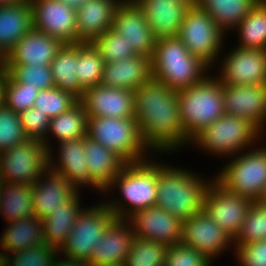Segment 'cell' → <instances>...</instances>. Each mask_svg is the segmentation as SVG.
I'll list each match as a JSON object with an SVG mask.
<instances>
[{
	"label": "cell",
	"instance_id": "18",
	"mask_svg": "<svg viewBox=\"0 0 266 266\" xmlns=\"http://www.w3.org/2000/svg\"><path fill=\"white\" fill-rule=\"evenodd\" d=\"M112 28L125 38L137 55L152 57L157 38L142 10L133 0H122L118 5Z\"/></svg>",
	"mask_w": 266,
	"mask_h": 266
},
{
	"label": "cell",
	"instance_id": "41",
	"mask_svg": "<svg viewBox=\"0 0 266 266\" xmlns=\"http://www.w3.org/2000/svg\"><path fill=\"white\" fill-rule=\"evenodd\" d=\"M78 102L79 99L73 94L54 87L39 91L33 107L53 118L68 111Z\"/></svg>",
	"mask_w": 266,
	"mask_h": 266
},
{
	"label": "cell",
	"instance_id": "54",
	"mask_svg": "<svg viewBox=\"0 0 266 266\" xmlns=\"http://www.w3.org/2000/svg\"><path fill=\"white\" fill-rule=\"evenodd\" d=\"M3 64V59L0 57V65Z\"/></svg>",
	"mask_w": 266,
	"mask_h": 266
},
{
	"label": "cell",
	"instance_id": "32",
	"mask_svg": "<svg viewBox=\"0 0 266 266\" xmlns=\"http://www.w3.org/2000/svg\"><path fill=\"white\" fill-rule=\"evenodd\" d=\"M32 184L0 181V217L14 222L33 216Z\"/></svg>",
	"mask_w": 266,
	"mask_h": 266
},
{
	"label": "cell",
	"instance_id": "11",
	"mask_svg": "<svg viewBox=\"0 0 266 266\" xmlns=\"http://www.w3.org/2000/svg\"><path fill=\"white\" fill-rule=\"evenodd\" d=\"M48 149L38 140H27L0 152V181L34 184L48 169Z\"/></svg>",
	"mask_w": 266,
	"mask_h": 266
},
{
	"label": "cell",
	"instance_id": "31",
	"mask_svg": "<svg viewBox=\"0 0 266 266\" xmlns=\"http://www.w3.org/2000/svg\"><path fill=\"white\" fill-rule=\"evenodd\" d=\"M87 135V113L79 101L75 106L60 115L50 118L47 137L43 141L48 151L55 143L76 140ZM51 139H55L54 142ZM53 144V146H52Z\"/></svg>",
	"mask_w": 266,
	"mask_h": 266
},
{
	"label": "cell",
	"instance_id": "3",
	"mask_svg": "<svg viewBox=\"0 0 266 266\" xmlns=\"http://www.w3.org/2000/svg\"><path fill=\"white\" fill-rule=\"evenodd\" d=\"M157 158L158 156L152 155L147 160L139 163H127L104 189L102 196L105 197L106 201L102 197L101 199L113 212L116 219L127 220L135 212L155 206L157 198ZM117 191L119 196L116 194L115 197L114 193Z\"/></svg>",
	"mask_w": 266,
	"mask_h": 266
},
{
	"label": "cell",
	"instance_id": "2",
	"mask_svg": "<svg viewBox=\"0 0 266 266\" xmlns=\"http://www.w3.org/2000/svg\"><path fill=\"white\" fill-rule=\"evenodd\" d=\"M162 156L157 159L155 205L183 222L203 211L204 196L214 177L162 162Z\"/></svg>",
	"mask_w": 266,
	"mask_h": 266
},
{
	"label": "cell",
	"instance_id": "10",
	"mask_svg": "<svg viewBox=\"0 0 266 266\" xmlns=\"http://www.w3.org/2000/svg\"><path fill=\"white\" fill-rule=\"evenodd\" d=\"M177 37L188 51L211 69L217 68L219 56L227 39L213 18L198 5L191 6L184 17Z\"/></svg>",
	"mask_w": 266,
	"mask_h": 266
},
{
	"label": "cell",
	"instance_id": "50",
	"mask_svg": "<svg viewBox=\"0 0 266 266\" xmlns=\"http://www.w3.org/2000/svg\"><path fill=\"white\" fill-rule=\"evenodd\" d=\"M59 1L77 11L82 5H85L89 0H59Z\"/></svg>",
	"mask_w": 266,
	"mask_h": 266
},
{
	"label": "cell",
	"instance_id": "12",
	"mask_svg": "<svg viewBox=\"0 0 266 266\" xmlns=\"http://www.w3.org/2000/svg\"><path fill=\"white\" fill-rule=\"evenodd\" d=\"M224 51L216 64L219 68L214 69H219L214 76L223 85L266 84V50L231 46Z\"/></svg>",
	"mask_w": 266,
	"mask_h": 266
},
{
	"label": "cell",
	"instance_id": "8",
	"mask_svg": "<svg viewBox=\"0 0 266 266\" xmlns=\"http://www.w3.org/2000/svg\"><path fill=\"white\" fill-rule=\"evenodd\" d=\"M87 136L116 152L127 163L145 161L152 154L141 139L134 117H89Z\"/></svg>",
	"mask_w": 266,
	"mask_h": 266
},
{
	"label": "cell",
	"instance_id": "24",
	"mask_svg": "<svg viewBox=\"0 0 266 266\" xmlns=\"http://www.w3.org/2000/svg\"><path fill=\"white\" fill-rule=\"evenodd\" d=\"M142 10L153 35L177 37L187 10L191 7L186 2L176 0H133Z\"/></svg>",
	"mask_w": 266,
	"mask_h": 266
},
{
	"label": "cell",
	"instance_id": "48",
	"mask_svg": "<svg viewBox=\"0 0 266 266\" xmlns=\"http://www.w3.org/2000/svg\"><path fill=\"white\" fill-rule=\"evenodd\" d=\"M7 71L4 64L0 65V107L4 105V87Z\"/></svg>",
	"mask_w": 266,
	"mask_h": 266
},
{
	"label": "cell",
	"instance_id": "52",
	"mask_svg": "<svg viewBox=\"0 0 266 266\" xmlns=\"http://www.w3.org/2000/svg\"><path fill=\"white\" fill-rule=\"evenodd\" d=\"M176 1L186 2L190 6L197 5V3H198V0H176Z\"/></svg>",
	"mask_w": 266,
	"mask_h": 266
},
{
	"label": "cell",
	"instance_id": "6",
	"mask_svg": "<svg viewBox=\"0 0 266 266\" xmlns=\"http://www.w3.org/2000/svg\"><path fill=\"white\" fill-rule=\"evenodd\" d=\"M265 136L244 118L224 114L211 125L199 132L190 147L213 157H233L250 147H254Z\"/></svg>",
	"mask_w": 266,
	"mask_h": 266
},
{
	"label": "cell",
	"instance_id": "35",
	"mask_svg": "<svg viewBox=\"0 0 266 266\" xmlns=\"http://www.w3.org/2000/svg\"><path fill=\"white\" fill-rule=\"evenodd\" d=\"M235 34L238 39L234 46L266 50V3L263 0L242 19L234 29Z\"/></svg>",
	"mask_w": 266,
	"mask_h": 266
},
{
	"label": "cell",
	"instance_id": "36",
	"mask_svg": "<svg viewBox=\"0 0 266 266\" xmlns=\"http://www.w3.org/2000/svg\"><path fill=\"white\" fill-rule=\"evenodd\" d=\"M100 52L90 42L77 43V80L85 90L101 84L104 68Z\"/></svg>",
	"mask_w": 266,
	"mask_h": 266
},
{
	"label": "cell",
	"instance_id": "44",
	"mask_svg": "<svg viewBox=\"0 0 266 266\" xmlns=\"http://www.w3.org/2000/svg\"><path fill=\"white\" fill-rule=\"evenodd\" d=\"M38 92L37 88L16 82L7 73L4 87V105L19 114L34 105Z\"/></svg>",
	"mask_w": 266,
	"mask_h": 266
},
{
	"label": "cell",
	"instance_id": "29",
	"mask_svg": "<svg viewBox=\"0 0 266 266\" xmlns=\"http://www.w3.org/2000/svg\"><path fill=\"white\" fill-rule=\"evenodd\" d=\"M6 224L0 236V259L45 244L42 219L35 215Z\"/></svg>",
	"mask_w": 266,
	"mask_h": 266
},
{
	"label": "cell",
	"instance_id": "4",
	"mask_svg": "<svg viewBox=\"0 0 266 266\" xmlns=\"http://www.w3.org/2000/svg\"><path fill=\"white\" fill-rule=\"evenodd\" d=\"M150 64L152 77L176 91L200 83L211 71L214 73L178 37L158 38Z\"/></svg>",
	"mask_w": 266,
	"mask_h": 266
},
{
	"label": "cell",
	"instance_id": "33",
	"mask_svg": "<svg viewBox=\"0 0 266 266\" xmlns=\"http://www.w3.org/2000/svg\"><path fill=\"white\" fill-rule=\"evenodd\" d=\"M259 0H198L197 5L206 11L226 34L232 32L250 13Z\"/></svg>",
	"mask_w": 266,
	"mask_h": 266
},
{
	"label": "cell",
	"instance_id": "51",
	"mask_svg": "<svg viewBox=\"0 0 266 266\" xmlns=\"http://www.w3.org/2000/svg\"><path fill=\"white\" fill-rule=\"evenodd\" d=\"M27 1L29 0H0V6L20 4Z\"/></svg>",
	"mask_w": 266,
	"mask_h": 266
},
{
	"label": "cell",
	"instance_id": "27",
	"mask_svg": "<svg viewBox=\"0 0 266 266\" xmlns=\"http://www.w3.org/2000/svg\"><path fill=\"white\" fill-rule=\"evenodd\" d=\"M84 152L89 178L102 191L127 164L116 152L107 149L87 135L84 137Z\"/></svg>",
	"mask_w": 266,
	"mask_h": 266
},
{
	"label": "cell",
	"instance_id": "28",
	"mask_svg": "<svg viewBox=\"0 0 266 266\" xmlns=\"http://www.w3.org/2000/svg\"><path fill=\"white\" fill-rule=\"evenodd\" d=\"M32 28L30 1L0 6V57L4 59Z\"/></svg>",
	"mask_w": 266,
	"mask_h": 266
},
{
	"label": "cell",
	"instance_id": "23",
	"mask_svg": "<svg viewBox=\"0 0 266 266\" xmlns=\"http://www.w3.org/2000/svg\"><path fill=\"white\" fill-rule=\"evenodd\" d=\"M63 42L32 28L3 59L4 65H50Z\"/></svg>",
	"mask_w": 266,
	"mask_h": 266
},
{
	"label": "cell",
	"instance_id": "42",
	"mask_svg": "<svg viewBox=\"0 0 266 266\" xmlns=\"http://www.w3.org/2000/svg\"><path fill=\"white\" fill-rule=\"evenodd\" d=\"M58 256V250L44 244L3 256L0 266H52Z\"/></svg>",
	"mask_w": 266,
	"mask_h": 266
},
{
	"label": "cell",
	"instance_id": "46",
	"mask_svg": "<svg viewBox=\"0 0 266 266\" xmlns=\"http://www.w3.org/2000/svg\"><path fill=\"white\" fill-rule=\"evenodd\" d=\"M19 116L28 139L41 142L46 139L50 122L48 115L32 106L26 111L20 112Z\"/></svg>",
	"mask_w": 266,
	"mask_h": 266
},
{
	"label": "cell",
	"instance_id": "22",
	"mask_svg": "<svg viewBox=\"0 0 266 266\" xmlns=\"http://www.w3.org/2000/svg\"><path fill=\"white\" fill-rule=\"evenodd\" d=\"M80 191L62 176L49 169L32 184L33 212L44 219L64 208Z\"/></svg>",
	"mask_w": 266,
	"mask_h": 266
},
{
	"label": "cell",
	"instance_id": "45",
	"mask_svg": "<svg viewBox=\"0 0 266 266\" xmlns=\"http://www.w3.org/2000/svg\"><path fill=\"white\" fill-rule=\"evenodd\" d=\"M213 262L195 248L178 242L170 245L165 256V266H212Z\"/></svg>",
	"mask_w": 266,
	"mask_h": 266
},
{
	"label": "cell",
	"instance_id": "39",
	"mask_svg": "<svg viewBox=\"0 0 266 266\" xmlns=\"http://www.w3.org/2000/svg\"><path fill=\"white\" fill-rule=\"evenodd\" d=\"M7 73L18 83L39 91L55 87L50 65H5Z\"/></svg>",
	"mask_w": 266,
	"mask_h": 266
},
{
	"label": "cell",
	"instance_id": "43",
	"mask_svg": "<svg viewBox=\"0 0 266 266\" xmlns=\"http://www.w3.org/2000/svg\"><path fill=\"white\" fill-rule=\"evenodd\" d=\"M29 140L18 113L5 105L0 107V152Z\"/></svg>",
	"mask_w": 266,
	"mask_h": 266
},
{
	"label": "cell",
	"instance_id": "1",
	"mask_svg": "<svg viewBox=\"0 0 266 266\" xmlns=\"http://www.w3.org/2000/svg\"><path fill=\"white\" fill-rule=\"evenodd\" d=\"M134 102L141 139L152 155L182 152L185 130L177 91L151 77L134 91Z\"/></svg>",
	"mask_w": 266,
	"mask_h": 266
},
{
	"label": "cell",
	"instance_id": "47",
	"mask_svg": "<svg viewBox=\"0 0 266 266\" xmlns=\"http://www.w3.org/2000/svg\"><path fill=\"white\" fill-rule=\"evenodd\" d=\"M234 255L238 266H266V240L235 245Z\"/></svg>",
	"mask_w": 266,
	"mask_h": 266
},
{
	"label": "cell",
	"instance_id": "7",
	"mask_svg": "<svg viewBox=\"0 0 266 266\" xmlns=\"http://www.w3.org/2000/svg\"><path fill=\"white\" fill-rule=\"evenodd\" d=\"M263 140L266 139L227 158L228 161L225 160V165L215 173L214 179L230 192L253 201L261 200L266 190V145L262 144Z\"/></svg>",
	"mask_w": 266,
	"mask_h": 266
},
{
	"label": "cell",
	"instance_id": "14",
	"mask_svg": "<svg viewBox=\"0 0 266 266\" xmlns=\"http://www.w3.org/2000/svg\"><path fill=\"white\" fill-rule=\"evenodd\" d=\"M181 242L195 248L212 262L230 249L234 254V239L211 220L204 210L182 222Z\"/></svg>",
	"mask_w": 266,
	"mask_h": 266
},
{
	"label": "cell",
	"instance_id": "25",
	"mask_svg": "<svg viewBox=\"0 0 266 266\" xmlns=\"http://www.w3.org/2000/svg\"><path fill=\"white\" fill-rule=\"evenodd\" d=\"M122 0H89L76 11L78 43L92 42L113 25L114 13Z\"/></svg>",
	"mask_w": 266,
	"mask_h": 266
},
{
	"label": "cell",
	"instance_id": "49",
	"mask_svg": "<svg viewBox=\"0 0 266 266\" xmlns=\"http://www.w3.org/2000/svg\"><path fill=\"white\" fill-rule=\"evenodd\" d=\"M59 257V258H58ZM52 266H87L79 261H71L58 256Z\"/></svg>",
	"mask_w": 266,
	"mask_h": 266
},
{
	"label": "cell",
	"instance_id": "21",
	"mask_svg": "<svg viewBox=\"0 0 266 266\" xmlns=\"http://www.w3.org/2000/svg\"><path fill=\"white\" fill-rule=\"evenodd\" d=\"M135 235L127 220L116 219L94 245L87 266H123Z\"/></svg>",
	"mask_w": 266,
	"mask_h": 266
},
{
	"label": "cell",
	"instance_id": "16",
	"mask_svg": "<svg viewBox=\"0 0 266 266\" xmlns=\"http://www.w3.org/2000/svg\"><path fill=\"white\" fill-rule=\"evenodd\" d=\"M33 28L65 43H78L76 10L59 0H29Z\"/></svg>",
	"mask_w": 266,
	"mask_h": 266
},
{
	"label": "cell",
	"instance_id": "15",
	"mask_svg": "<svg viewBox=\"0 0 266 266\" xmlns=\"http://www.w3.org/2000/svg\"><path fill=\"white\" fill-rule=\"evenodd\" d=\"M54 146L56 147L48 151L49 170L65 178L79 191L90 188L98 191L100 197L103 191L89 178L84 155V138L62 141Z\"/></svg>",
	"mask_w": 266,
	"mask_h": 266
},
{
	"label": "cell",
	"instance_id": "20",
	"mask_svg": "<svg viewBox=\"0 0 266 266\" xmlns=\"http://www.w3.org/2000/svg\"><path fill=\"white\" fill-rule=\"evenodd\" d=\"M89 117H134V91L125 88H115L97 85L84 90L79 100Z\"/></svg>",
	"mask_w": 266,
	"mask_h": 266
},
{
	"label": "cell",
	"instance_id": "19",
	"mask_svg": "<svg viewBox=\"0 0 266 266\" xmlns=\"http://www.w3.org/2000/svg\"><path fill=\"white\" fill-rule=\"evenodd\" d=\"M127 221L135 237L168 246L182 240V221L156 205L135 212Z\"/></svg>",
	"mask_w": 266,
	"mask_h": 266
},
{
	"label": "cell",
	"instance_id": "38",
	"mask_svg": "<svg viewBox=\"0 0 266 266\" xmlns=\"http://www.w3.org/2000/svg\"><path fill=\"white\" fill-rule=\"evenodd\" d=\"M264 240H266V204L261 200L252 201L240 232L234 239V245Z\"/></svg>",
	"mask_w": 266,
	"mask_h": 266
},
{
	"label": "cell",
	"instance_id": "17",
	"mask_svg": "<svg viewBox=\"0 0 266 266\" xmlns=\"http://www.w3.org/2000/svg\"><path fill=\"white\" fill-rule=\"evenodd\" d=\"M224 110L252 123L266 134V84L223 85Z\"/></svg>",
	"mask_w": 266,
	"mask_h": 266
},
{
	"label": "cell",
	"instance_id": "30",
	"mask_svg": "<svg viewBox=\"0 0 266 266\" xmlns=\"http://www.w3.org/2000/svg\"><path fill=\"white\" fill-rule=\"evenodd\" d=\"M81 191L64 207L42 219L43 238L45 244L60 250L65 244L79 213L86 206L82 204ZM84 205V206H83Z\"/></svg>",
	"mask_w": 266,
	"mask_h": 266
},
{
	"label": "cell",
	"instance_id": "53",
	"mask_svg": "<svg viewBox=\"0 0 266 266\" xmlns=\"http://www.w3.org/2000/svg\"><path fill=\"white\" fill-rule=\"evenodd\" d=\"M261 201L266 204V190L263 194V198L261 199Z\"/></svg>",
	"mask_w": 266,
	"mask_h": 266
},
{
	"label": "cell",
	"instance_id": "34",
	"mask_svg": "<svg viewBox=\"0 0 266 266\" xmlns=\"http://www.w3.org/2000/svg\"><path fill=\"white\" fill-rule=\"evenodd\" d=\"M55 87L67 91L79 100L84 89L77 80V43H65L50 64Z\"/></svg>",
	"mask_w": 266,
	"mask_h": 266
},
{
	"label": "cell",
	"instance_id": "5",
	"mask_svg": "<svg viewBox=\"0 0 266 266\" xmlns=\"http://www.w3.org/2000/svg\"><path fill=\"white\" fill-rule=\"evenodd\" d=\"M212 75L210 73L200 83L177 91L186 148L199 132L226 114L223 84Z\"/></svg>",
	"mask_w": 266,
	"mask_h": 266
},
{
	"label": "cell",
	"instance_id": "26",
	"mask_svg": "<svg viewBox=\"0 0 266 266\" xmlns=\"http://www.w3.org/2000/svg\"><path fill=\"white\" fill-rule=\"evenodd\" d=\"M151 77L150 58L136 55L125 60L105 63L101 85L135 91Z\"/></svg>",
	"mask_w": 266,
	"mask_h": 266
},
{
	"label": "cell",
	"instance_id": "37",
	"mask_svg": "<svg viewBox=\"0 0 266 266\" xmlns=\"http://www.w3.org/2000/svg\"><path fill=\"white\" fill-rule=\"evenodd\" d=\"M168 245L135 237L123 266H165Z\"/></svg>",
	"mask_w": 266,
	"mask_h": 266
},
{
	"label": "cell",
	"instance_id": "9",
	"mask_svg": "<svg viewBox=\"0 0 266 266\" xmlns=\"http://www.w3.org/2000/svg\"><path fill=\"white\" fill-rule=\"evenodd\" d=\"M86 206L79 213L65 244L58 251L61 258L89 262L94 245L105 235L106 229L116 220L113 212L102 201Z\"/></svg>",
	"mask_w": 266,
	"mask_h": 266
},
{
	"label": "cell",
	"instance_id": "40",
	"mask_svg": "<svg viewBox=\"0 0 266 266\" xmlns=\"http://www.w3.org/2000/svg\"><path fill=\"white\" fill-rule=\"evenodd\" d=\"M100 52L104 63L117 62L136 56L132 46L112 27L91 42Z\"/></svg>",
	"mask_w": 266,
	"mask_h": 266
},
{
	"label": "cell",
	"instance_id": "13",
	"mask_svg": "<svg viewBox=\"0 0 266 266\" xmlns=\"http://www.w3.org/2000/svg\"><path fill=\"white\" fill-rule=\"evenodd\" d=\"M252 201L248 197L228 191L213 179L204 196L203 210L211 220L235 239Z\"/></svg>",
	"mask_w": 266,
	"mask_h": 266
}]
</instances>
